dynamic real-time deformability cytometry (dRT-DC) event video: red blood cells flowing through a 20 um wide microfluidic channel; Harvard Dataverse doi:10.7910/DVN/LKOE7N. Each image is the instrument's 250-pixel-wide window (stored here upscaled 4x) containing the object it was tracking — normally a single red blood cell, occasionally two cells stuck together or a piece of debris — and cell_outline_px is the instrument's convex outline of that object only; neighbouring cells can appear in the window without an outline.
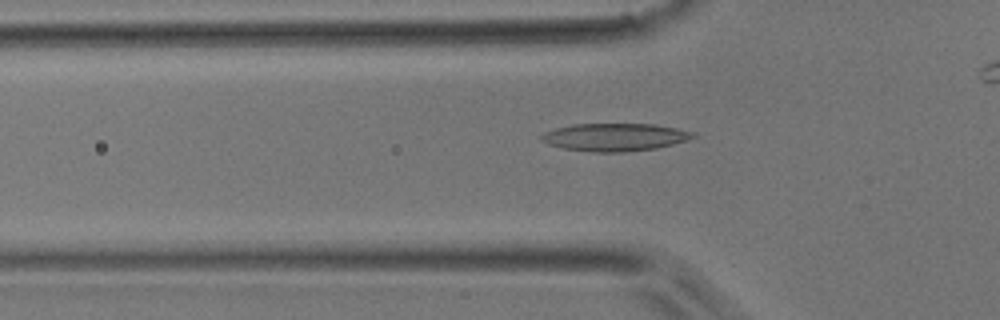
{"species": "common noctule bat (a hibernating species)", "species_latin": "Nyctalus noctula", "temperature_condition": "room temperature", "stored_images_in_passage": 36, "camera_frame_rate_fps": 3000, "um_per_image_px": 0.085, "animal": {"sex": "male", "body_mass_g": 17.9}, "frame": {"image": 1, "passage_image": 14, "time_ms": 4.333, "image_size_px": [1000, 320], "cell_outline_px": [[696, 136], [688, 140], [656, 148], [624, 152], [592, 152], [564, 148], [548, 144], [540, 140], [540, 136], [544, 132], [556, 128], [572, 124], [652, 124], [676, 128], [692, 132]], "centroid_in_image_um": [52.22, 11.66], "position_along_channel_um": 73.6, "area_um2": 24.39}}
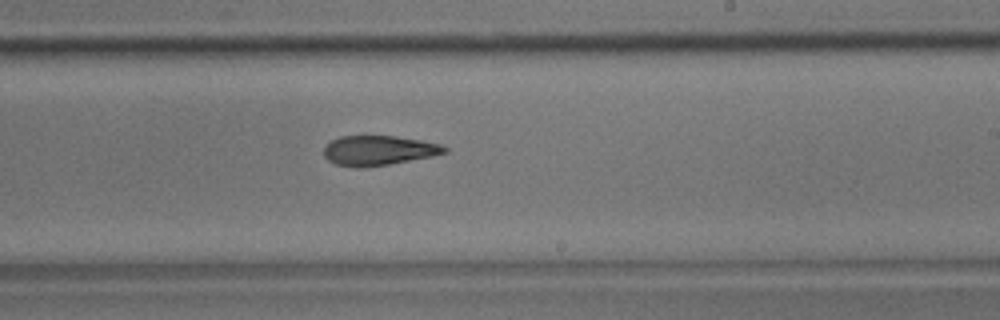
{"frame": {"image": 2, "passage_image": 26, "time_ms": 8.333, "image_size_px": [1000, 320], "cell_outline_px": [[448, 152], [432, 156], [388, 164], [360, 168], [356, 168], [336, 164], [328, 160], [324, 156], [324, 148], [332, 140], [340, 136], [364, 132], [396, 136], [420, 140], [440, 144], [448, 148]], "centroid_in_image_um": [32.14, 12.74], "position_along_channel_um": 256.9, "area_um2": 21.62}}
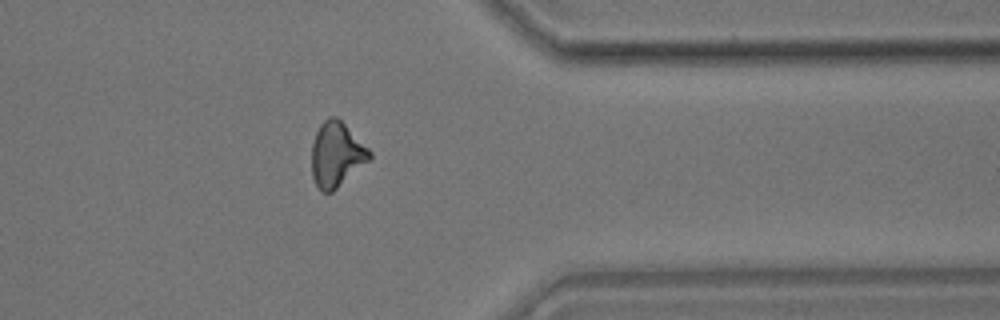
{"frame": {"image": 3, "passage_image": 35, "time_ms": 11.333, "image_size_px": [1000, 320], "cell_outline_px": [[372, 156], [368, 160], [332, 192], [320, 192], [312, 176], [312, 144], [316, 132], [320, 124], [328, 116], [336, 116], [372, 152]], "centroid_in_image_um": [28.57, 13.12], "position_along_channel_um": 382.8, "area_um2": 21.44}}